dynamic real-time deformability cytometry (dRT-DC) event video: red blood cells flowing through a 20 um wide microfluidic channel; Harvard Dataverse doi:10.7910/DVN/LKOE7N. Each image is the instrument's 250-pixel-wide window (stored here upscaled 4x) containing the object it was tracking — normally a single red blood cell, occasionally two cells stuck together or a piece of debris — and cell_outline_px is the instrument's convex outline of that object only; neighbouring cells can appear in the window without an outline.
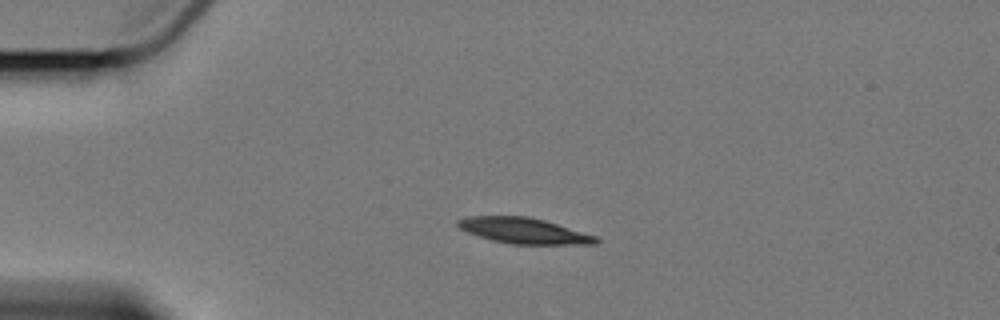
{"species": "Egyptian fruit bat (a non-hibernating species)", "species_latin": "Rousettus aegyptiacus", "temperature_condition": "cold", "stored_images_in_passage": 2, "camera_frame_rate_fps": 3000, "um_per_image_px": 0.085, "animal": {"sex": "female"}, "frame": {"image": 1, "passage_image": 1, "time_ms": 0.0, "image_size_px": [1000, 320], "cell_outline_px": [[600, 240], [596, 244], [512, 244], [492, 240], [468, 232], [460, 228], [456, 224], [456, 220], [468, 216], [528, 216], [544, 220], [596, 236]], "centroid_in_image_um": [44.51, 19.6], "position_along_channel_um": 40.5, "area_um2": 20.52}}
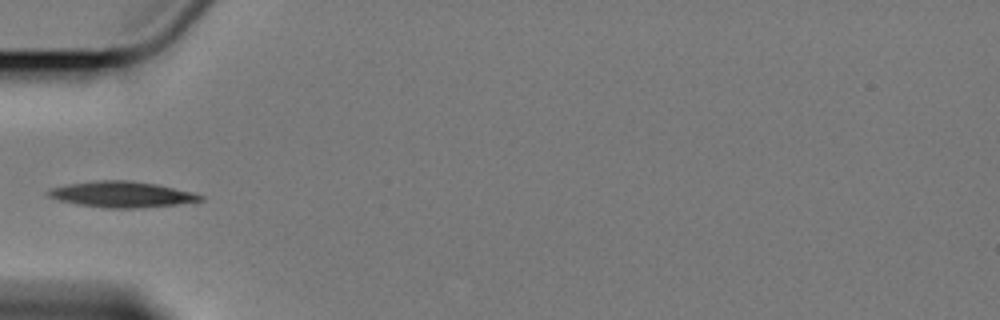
{"frame": {"image": 2, "passage_image": 2, "time_ms": 2.0, "image_size_px": [1000, 320], "cell_outline_px": [[204, 200], [176, 204], [140, 208], [104, 208], [76, 204], [60, 200], [48, 196], [48, 192], [52, 188], [68, 184], [100, 180], [128, 180], [156, 184], [192, 192], [204, 196]], "centroid_in_image_um": [10.37, 16.53], "position_along_channel_um": 74.6, "area_um2": 22.72}}